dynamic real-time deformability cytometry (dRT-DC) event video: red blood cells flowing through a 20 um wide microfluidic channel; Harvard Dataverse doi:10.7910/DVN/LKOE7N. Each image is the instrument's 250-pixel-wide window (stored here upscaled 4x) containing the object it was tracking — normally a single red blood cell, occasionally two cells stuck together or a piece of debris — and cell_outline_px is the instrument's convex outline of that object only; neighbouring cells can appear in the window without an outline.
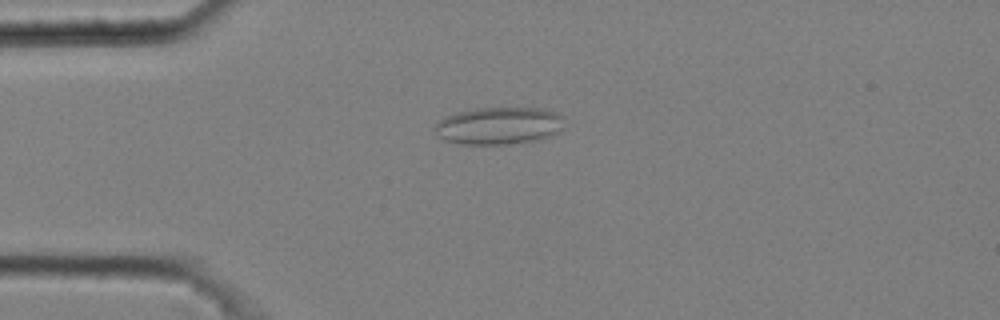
{"species": "common noctule bat (a hibernating species)", "species_latin": "Nyctalus noctula", "temperature_condition": "cold", "stored_images_in_passage": 3, "camera_frame_rate_fps": 3000, "um_per_image_px": 0.085, "animal": {"sex": "male", "body_mass_g": 20.4}, "frame": {"image": 1, "passage_image": 3, "time_ms": 0.667, "image_size_px": [1000, 320], "cell_outline_px": [[564, 128], [560, 132], [552, 136], [540, 140], [508, 144], [460, 144], [444, 140], [436, 136], [436, 124], [444, 116], [456, 112], [476, 108], [544, 108], [556, 112], [564, 116]], "centroid_in_image_um": [42.46, 10.69], "position_along_channel_um": 42.5, "area_um2": 28.73}}